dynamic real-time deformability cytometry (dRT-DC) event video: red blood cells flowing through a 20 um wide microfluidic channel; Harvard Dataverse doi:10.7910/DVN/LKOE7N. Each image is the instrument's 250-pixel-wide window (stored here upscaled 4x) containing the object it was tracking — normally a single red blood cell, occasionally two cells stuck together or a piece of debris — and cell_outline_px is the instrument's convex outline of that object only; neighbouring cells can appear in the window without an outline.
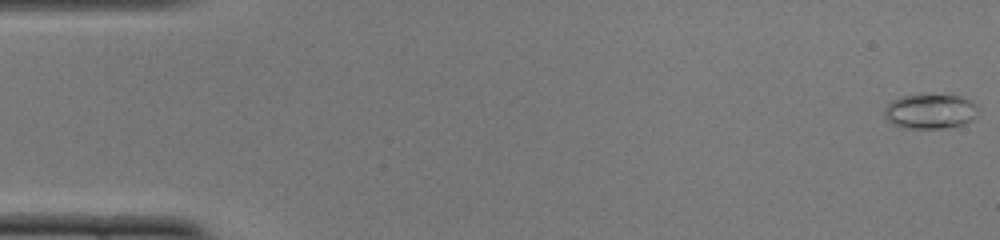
{"species": "common noctule bat (a hibernating species)", "species_latin": "Nyctalus noctula", "temperature_condition": "cold", "stored_images_in_passage": 47, "camera_frame_rate_fps": 3000, "um_per_image_px": 0.085, "animal": {"sex": "female", "body_mass_g": 22.0, "forearm_length_mm": 56.7}, "frame": {"image": 1, "passage_image": 1, "time_ms": 0.0, "image_size_px": [1000, 240], "cell_outline_px": [[980, 112], [972, 120], [964, 124], [948, 128], [904, 128], [892, 124], [884, 116], [884, 112], [888, 104], [892, 100], [900, 96], [960, 96], [976, 104], [980, 108]], "centroid_in_image_um": [79.1, 9.49], "position_along_channel_um": 5.9, "area_um2": 18.9}}
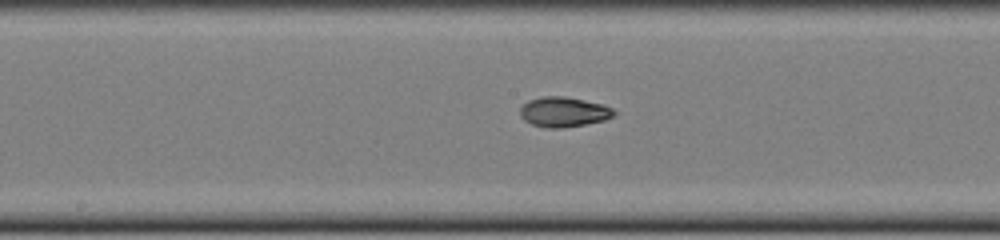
{"frame": {"image": 2, "passage_image": 27, "time_ms": 8.667, "image_size_px": [1000, 240], "cell_outline_px": [[616, 112], [612, 116], [604, 120], [584, 124], [560, 128], [544, 128], [532, 124], [524, 120], [520, 116], [520, 108], [528, 100], [544, 96], [564, 96], [604, 104], [612, 108]], "centroid_in_image_um": [47.89, 9.51], "position_along_channel_um": 200.3, "area_um2": 16.36}}
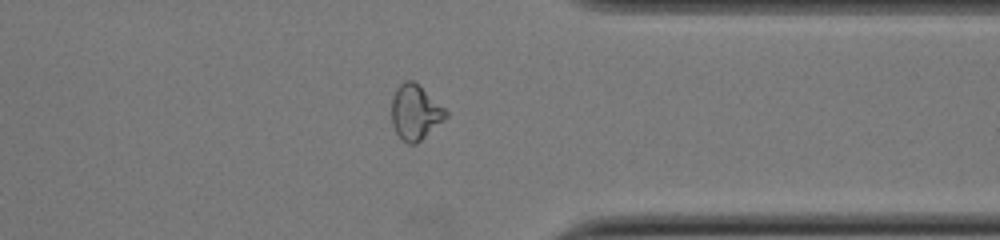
{"frame": {"image": 3, "passage_image": 41, "time_ms": 13.333, "image_size_px": [1000, 240], "cell_outline_px": [[448, 116], [444, 120], [416, 144], [408, 144], [400, 140], [392, 124], [392, 96], [396, 88], [404, 80], [412, 80], [444, 108], [448, 112]], "centroid_in_image_um": [35.27, 9.57], "position_along_channel_um": 376.1, "area_um2": 17.22}, "authors_computed_cell_mechanics": {"area_um2": 16.2418, "velocity_mm_per_s": 3.8829, "shape_relaxation_time_tau1_ms": 4.6429, "shape_relaxation_time_tau2_ms": 4.882, "deformation_change_tau1": 0.1748, "deformation_change_tau2": 0.0908}}